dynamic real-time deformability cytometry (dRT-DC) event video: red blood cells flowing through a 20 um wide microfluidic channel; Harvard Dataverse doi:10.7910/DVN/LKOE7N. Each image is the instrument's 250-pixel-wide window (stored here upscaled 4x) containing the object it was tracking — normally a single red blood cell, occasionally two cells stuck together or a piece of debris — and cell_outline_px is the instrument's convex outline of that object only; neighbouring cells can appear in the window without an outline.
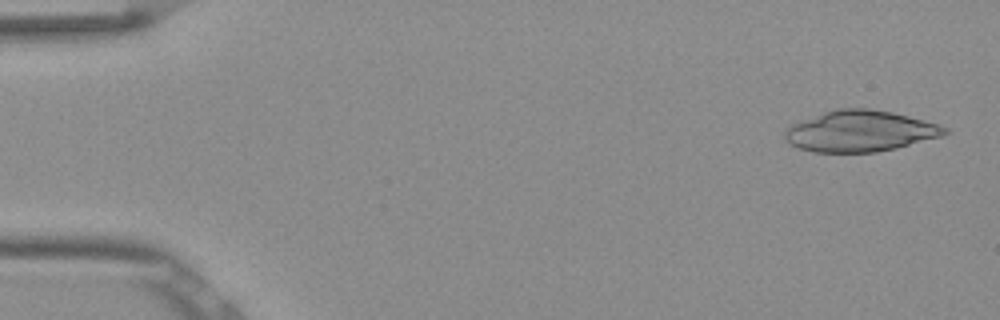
{"species": "Egyptian fruit bat (a non-hibernating species)", "species_latin": "Rousettus aegyptiacus", "temperature_condition": "room temperature", "stored_images_in_passage": 51, "camera_frame_rate_fps": 3000, "um_per_image_px": 0.085, "frame": {"image": 1, "passage_image": 2, "time_ms": 0.333, "image_size_px": [1000, 320], "cell_outline_px": [[948, 132], [944, 136], [896, 148], [876, 152], [812, 152], [796, 148], [788, 144], [784, 140], [784, 128], [792, 124], [824, 112], [836, 108], [868, 108], [892, 112], [908, 116], [936, 124], [948, 128]], "centroid_in_image_um": [73.06, 11.16], "position_along_channel_um": 11.9, "area_um2": 38.44}}